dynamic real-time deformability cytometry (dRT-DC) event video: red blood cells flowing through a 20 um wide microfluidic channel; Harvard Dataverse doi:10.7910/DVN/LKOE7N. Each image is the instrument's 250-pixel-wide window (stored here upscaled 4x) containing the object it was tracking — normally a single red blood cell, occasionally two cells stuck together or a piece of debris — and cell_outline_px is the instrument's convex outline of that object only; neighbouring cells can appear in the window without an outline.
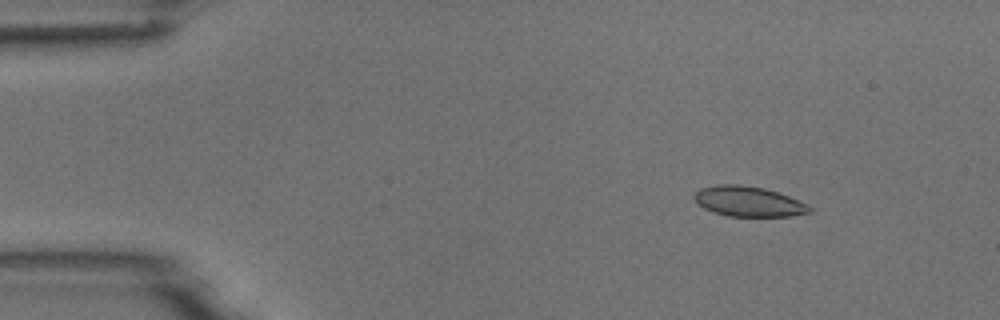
{"species": "common noctule bat (a hibernating species)", "species_latin": "Nyctalus noctula", "temperature_condition": "room temperature", "stored_images_in_passage": 6, "camera_frame_rate_fps": 3000, "um_per_image_px": 0.085, "animal": {"sex": "male", "body_mass_g": 18.8}, "frame": {"image": 1, "passage_image": 2, "time_ms": 1.0, "image_size_px": [1000, 320], "cell_outline_px": [[812, 212], [792, 216], [728, 216], [712, 212], [696, 204], [692, 196], [700, 188], [716, 184], [740, 184], [764, 188], [788, 196], [808, 204], [812, 208]], "centroid_in_image_um": [63.59, 17.12], "position_along_channel_um": 21.4, "area_um2": 20.46}}
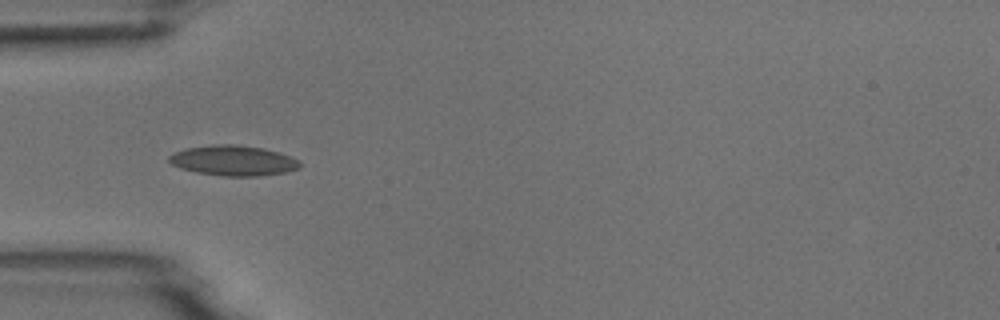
{"frame": {"image": 2, "passage_image": 5, "time_ms": 4.333, "image_size_px": [1000, 320], "cell_outline_px": [[300, 168], [284, 172], [256, 176], [224, 176], [196, 172], [180, 168], [172, 164], [168, 160], [168, 156], [176, 152], [188, 148], [212, 144], [236, 144], [264, 148], [280, 152], [296, 160], [300, 164]], "centroid_in_image_um": [19.81, 13.64], "position_along_channel_um": 65.2, "area_um2": 22.89}}